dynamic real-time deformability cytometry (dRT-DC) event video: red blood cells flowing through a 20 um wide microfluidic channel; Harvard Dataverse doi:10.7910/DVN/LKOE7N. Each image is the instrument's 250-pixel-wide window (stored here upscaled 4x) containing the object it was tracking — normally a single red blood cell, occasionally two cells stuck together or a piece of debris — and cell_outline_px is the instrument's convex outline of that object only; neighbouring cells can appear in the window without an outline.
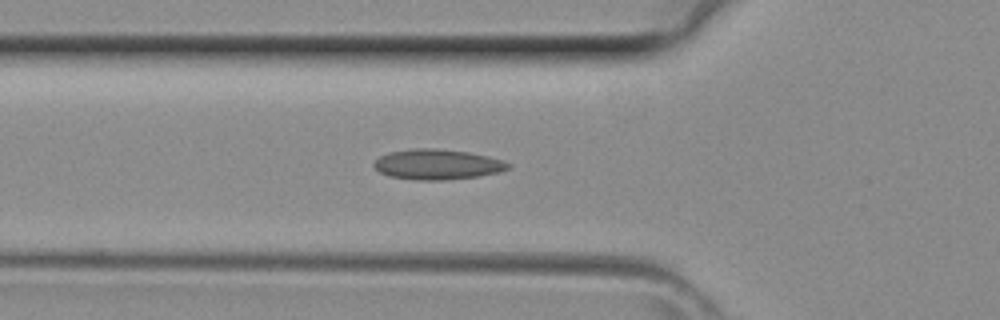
{"species": "common noctule bat (a hibernating species)", "species_latin": "Nyctalus noctula", "temperature_condition": "room temperature", "stored_images_in_passage": 38, "camera_frame_rate_fps": 3000, "um_per_image_px": 0.085, "animal": {"sex": "female", "body_mass_g": 29.2, "forearm_length_mm": 56.3}, "frame": {"image": 1, "passage_image": 10, "time_ms": 3.0, "image_size_px": [1000, 320], "cell_outline_px": [[512, 164], [508, 168], [500, 172], [480, 176], [444, 180], [416, 180], [388, 176], [380, 172], [372, 164], [380, 156], [388, 152], [412, 148], [436, 148], [468, 152], [488, 156], [504, 160]], "centroid_in_image_um": [37.18, 13.97], "position_along_channel_um": 88.6, "area_um2": 23.87}}
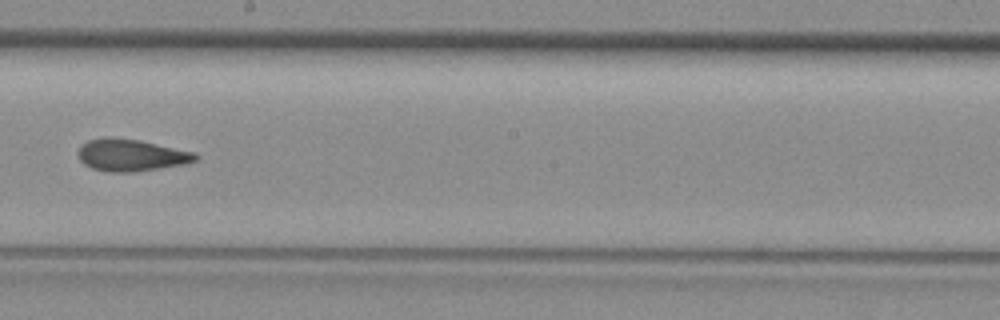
{"frame": {"image": 2, "passage_image": 19, "time_ms": 6.0, "image_size_px": [1000, 320], "cell_outline_px": [[200, 156], [196, 160], [188, 164], [132, 172], [112, 172], [92, 168], [84, 164], [80, 160], [76, 152], [80, 144], [88, 140], [108, 136], [112, 136], [140, 140], [196, 152]], "centroid_in_image_um": [11.15, 13.17], "position_along_channel_um": 237.1, "area_um2": 22.31}}
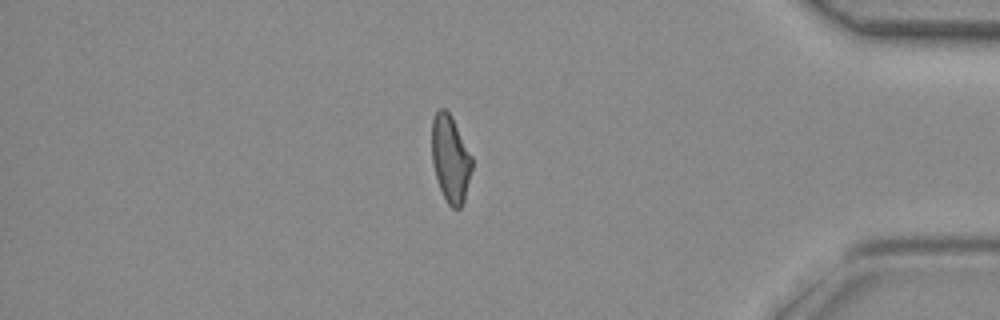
{"frame": {"image": 3, "passage_image": 31, "time_ms": 10.0, "image_size_px": [1000, 320], "cell_outline_px": [[472, 168], [464, 200], [460, 208], [452, 208], [448, 204], [440, 188], [432, 164], [432, 120], [436, 112], [440, 108], [444, 108], [452, 116], [472, 156]], "centroid_in_image_um": [38.28, 13.47], "position_along_channel_um": 396.9, "area_um2": 20.23}}